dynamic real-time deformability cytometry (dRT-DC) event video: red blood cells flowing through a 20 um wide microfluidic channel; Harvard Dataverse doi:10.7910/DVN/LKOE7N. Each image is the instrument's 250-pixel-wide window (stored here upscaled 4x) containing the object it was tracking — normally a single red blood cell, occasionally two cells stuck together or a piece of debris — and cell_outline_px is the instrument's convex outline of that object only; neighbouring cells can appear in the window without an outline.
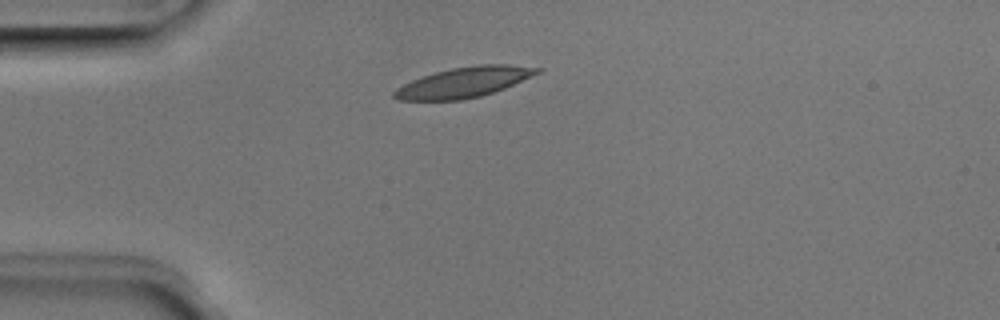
{"species": "Egyptian fruit bat (a non-hibernating species)", "species_latin": "Rousettus aegyptiacus", "temperature_condition": "room temperature", "stored_images_in_passage": 33, "camera_frame_rate_fps": 3000, "um_per_image_px": 0.085, "animal": {"sex": "male"}, "frame": {"image": 1, "passage_image": 1, "time_ms": 0.0, "image_size_px": [1000, 320], "cell_outline_px": [[544, 68], [540, 72], [504, 88], [480, 96], [460, 100], [396, 100], [392, 96], [392, 92], [396, 88], [412, 80], [436, 72], [452, 68], [476, 64], [508, 64]], "centroid_in_image_um": [39.42, 6.99], "position_along_channel_um": 45.6, "area_um2": 25.03}}
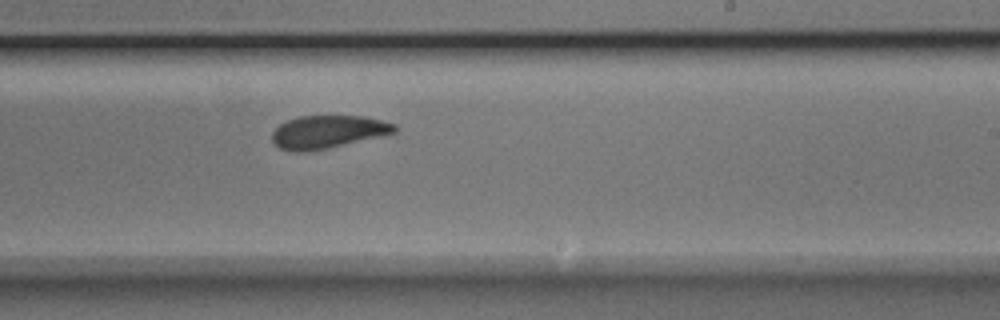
{"frame": {"image": 2, "passage_image": 19, "time_ms": 6.0, "image_size_px": [1000, 320], "cell_outline_px": [[396, 132], [328, 148], [304, 152], [296, 152], [280, 148], [272, 140], [272, 132], [280, 124], [288, 120], [300, 116], [364, 116], [396, 124]], "centroid_in_image_um": [27.85, 11.2], "position_along_channel_um": 261.2, "area_um2": 23.18}}
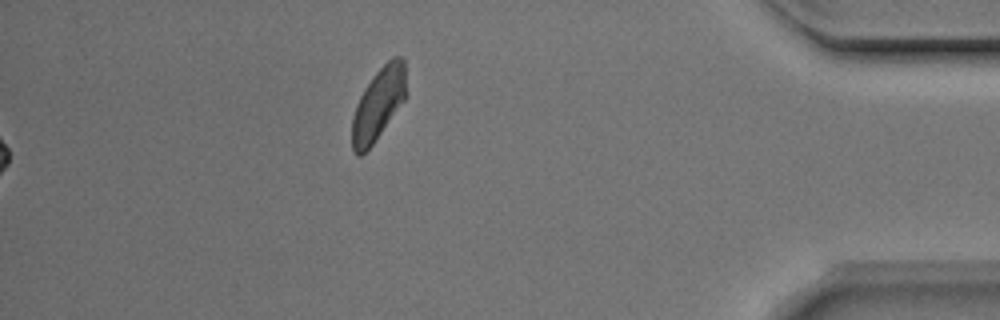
{"frame": {"image": 3, "passage_image": 33, "time_ms": 10.667, "image_size_px": [1000, 320], "cell_outline_px": [[404, 100], [372, 144], [360, 156], [356, 156], [352, 148], [352, 116], [356, 104], [364, 88], [372, 76], [392, 56], [404, 56]], "centroid_in_image_um": [32.12, 8.83], "position_along_channel_um": 403.1, "area_um2": 22.25}, "authors_computed_cell_mechanics": {"area_um2": 24.4494, "velocity_mm_per_s": 3.9381, "shape_relaxation_time_tau1_ms": 2.6579, "shape_relaxation_time_tau2_ms": 1.7299, "deformation_change_tau1": 0.1185, "deformation_change_tau2": 0.0734}}